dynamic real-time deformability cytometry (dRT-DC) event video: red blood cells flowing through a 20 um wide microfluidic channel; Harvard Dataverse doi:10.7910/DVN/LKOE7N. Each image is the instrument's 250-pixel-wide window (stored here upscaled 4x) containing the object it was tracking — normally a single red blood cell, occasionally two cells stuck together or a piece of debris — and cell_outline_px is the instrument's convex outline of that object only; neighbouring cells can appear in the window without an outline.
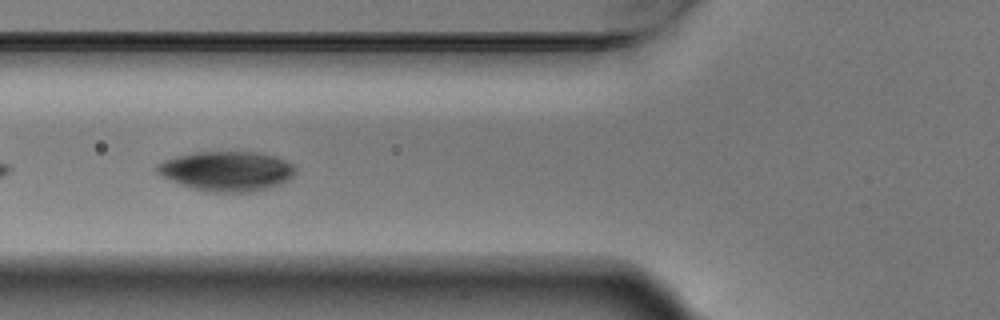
{"species": "Egyptian fruit bat (a non-hibernating species)", "species_latin": "Rousettus aegyptiacus", "temperature_condition": "warm", "stored_images_in_passage": 5, "camera_frame_rate_fps": 3000, "um_per_image_px": 0.085, "animal": {"sex": "male"}, "frame": {"image": 1, "passage_image": 4, "time_ms": 1.0, "image_size_px": [1000, 320], "cell_outline_px": [[296, 172], [288, 180], [280, 184], [268, 188], [248, 192], [204, 192], [188, 188], [156, 172], [156, 164], [164, 160], [176, 156], [196, 152], [256, 152], [272, 156], [284, 160], [292, 164], [296, 168]], "centroid_in_image_um": [19.25, 14.55], "position_along_channel_um": 106.5, "area_um2": 32.02}}
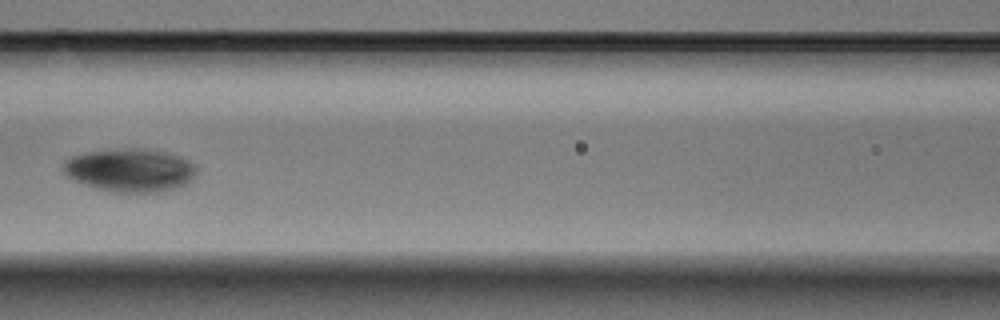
{"frame": {"image": 2, "passage_image": 5, "time_ms": 1.333, "image_size_px": [1000, 320], "cell_outline_px": [[196, 176], [192, 180], [184, 184], [172, 188], [156, 192], [112, 192], [92, 188], [68, 176], [60, 168], [64, 160], [72, 156], [88, 152], [164, 152], [180, 156], [196, 164]], "centroid_in_image_um": [11.04, 14.53], "position_along_channel_um": 155.6, "area_um2": 32.31}}